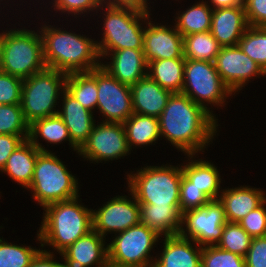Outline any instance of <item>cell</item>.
<instances>
[{
  "mask_svg": "<svg viewBox=\"0 0 266 267\" xmlns=\"http://www.w3.org/2000/svg\"><path fill=\"white\" fill-rule=\"evenodd\" d=\"M0 134L29 135L21 104L0 105Z\"/></svg>",
  "mask_w": 266,
  "mask_h": 267,
  "instance_id": "obj_35",
  "label": "cell"
},
{
  "mask_svg": "<svg viewBox=\"0 0 266 267\" xmlns=\"http://www.w3.org/2000/svg\"><path fill=\"white\" fill-rule=\"evenodd\" d=\"M46 68L41 35L25 29L0 33V70L22 80Z\"/></svg>",
  "mask_w": 266,
  "mask_h": 267,
  "instance_id": "obj_4",
  "label": "cell"
},
{
  "mask_svg": "<svg viewBox=\"0 0 266 267\" xmlns=\"http://www.w3.org/2000/svg\"><path fill=\"white\" fill-rule=\"evenodd\" d=\"M104 237L91 230L69 245L60 254L65 260L66 267H101L108 260V249Z\"/></svg>",
  "mask_w": 266,
  "mask_h": 267,
  "instance_id": "obj_17",
  "label": "cell"
},
{
  "mask_svg": "<svg viewBox=\"0 0 266 267\" xmlns=\"http://www.w3.org/2000/svg\"><path fill=\"white\" fill-rule=\"evenodd\" d=\"M191 242L195 243L179 234L166 236L163 252L158 259L153 258L151 267H201L202 246Z\"/></svg>",
  "mask_w": 266,
  "mask_h": 267,
  "instance_id": "obj_19",
  "label": "cell"
},
{
  "mask_svg": "<svg viewBox=\"0 0 266 267\" xmlns=\"http://www.w3.org/2000/svg\"><path fill=\"white\" fill-rule=\"evenodd\" d=\"M214 65L221 80L234 94L241 90L240 88L244 87L250 78L266 75L260 66L249 58L238 45L221 47Z\"/></svg>",
  "mask_w": 266,
  "mask_h": 267,
  "instance_id": "obj_15",
  "label": "cell"
},
{
  "mask_svg": "<svg viewBox=\"0 0 266 267\" xmlns=\"http://www.w3.org/2000/svg\"><path fill=\"white\" fill-rule=\"evenodd\" d=\"M77 179L69 173L63 162L49 151H40L33 179L27 189L44 208L47 205L79 197Z\"/></svg>",
  "mask_w": 266,
  "mask_h": 267,
  "instance_id": "obj_6",
  "label": "cell"
},
{
  "mask_svg": "<svg viewBox=\"0 0 266 267\" xmlns=\"http://www.w3.org/2000/svg\"><path fill=\"white\" fill-rule=\"evenodd\" d=\"M158 119L161 137L190 159L198 151H203L217 133L215 116L183 93L171 94Z\"/></svg>",
  "mask_w": 266,
  "mask_h": 267,
  "instance_id": "obj_1",
  "label": "cell"
},
{
  "mask_svg": "<svg viewBox=\"0 0 266 267\" xmlns=\"http://www.w3.org/2000/svg\"><path fill=\"white\" fill-rule=\"evenodd\" d=\"M23 80L0 70V105L21 104Z\"/></svg>",
  "mask_w": 266,
  "mask_h": 267,
  "instance_id": "obj_39",
  "label": "cell"
},
{
  "mask_svg": "<svg viewBox=\"0 0 266 267\" xmlns=\"http://www.w3.org/2000/svg\"><path fill=\"white\" fill-rule=\"evenodd\" d=\"M133 200L116 196L97 211L92 209L93 230L105 237L107 232L119 233L140 223V205Z\"/></svg>",
  "mask_w": 266,
  "mask_h": 267,
  "instance_id": "obj_14",
  "label": "cell"
},
{
  "mask_svg": "<svg viewBox=\"0 0 266 267\" xmlns=\"http://www.w3.org/2000/svg\"><path fill=\"white\" fill-rule=\"evenodd\" d=\"M246 267H266V236L252 238L245 256Z\"/></svg>",
  "mask_w": 266,
  "mask_h": 267,
  "instance_id": "obj_42",
  "label": "cell"
},
{
  "mask_svg": "<svg viewBox=\"0 0 266 267\" xmlns=\"http://www.w3.org/2000/svg\"><path fill=\"white\" fill-rule=\"evenodd\" d=\"M183 46L185 59L212 63L221 49L210 31L183 36Z\"/></svg>",
  "mask_w": 266,
  "mask_h": 267,
  "instance_id": "obj_31",
  "label": "cell"
},
{
  "mask_svg": "<svg viewBox=\"0 0 266 267\" xmlns=\"http://www.w3.org/2000/svg\"><path fill=\"white\" fill-rule=\"evenodd\" d=\"M129 149L136 145H149L160 138L159 119L154 116L133 113L123 123Z\"/></svg>",
  "mask_w": 266,
  "mask_h": 267,
  "instance_id": "obj_29",
  "label": "cell"
},
{
  "mask_svg": "<svg viewBox=\"0 0 266 267\" xmlns=\"http://www.w3.org/2000/svg\"><path fill=\"white\" fill-rule=\"evenodd\" d=\"M97 89V109L106 118L103 122L124 123L134 113L130 86L122 84L102 66L97 67Z\"/></svg>",
  "mask_w": 266,
  "mask_h": 267,
  "instance_id": "obj_12",
  "label": "cell"
},
{
  "mask_svg": "<svg viewBox=\"0 0 266 267\" xmlns=\"http://www.w3.org/2000/svg\"><path fill=\"white\" fill-rule=\"evenodd\" d=\"M101 267H132V266L117 264L108 259Z\"/></svg>",
  "mask_w": 266,
  "mask_h": 267,
  "instance_id": "obj_48",
  "label": "cell"
},
{
  "mask_svg": "<svg viewBox=\"0 0 266 267\" xmlns=\"http://www.w3.org/2000/svg\"><path fill=\"white\" fill-rule=\"evenodd\" d=\"M266 200L249 212L238 224L252 237L266 236Z\"/></svg>",
  "mask_w": 266,
  "mask_h": 267,
  "instance_id": "obj_40",
  "label": "cell"
},
{
  "mask_svg": "<svg viewBox=\"0 0 266 267\" xmlns=\"http://www.w3.org/2000/svg\"><path fill=\"white\" fill-rule=\"evenodd\" d=\"M213 9L206 2L193 4L182 14H178L176 25L177 31L182 36L193 33L208 32L211 28V18ZM180 15V16H179Z\"/></svg>",
  "mask_w": 266,
  "mask_h": 267,
  "instance_id": "obj_32",
  "label": "cell"
},
{
  "mask_svg": "<svg viewBox=\"0 0 266 267\" xmlns=\"http://www.w3.org/2000/svg\"><path fill=\"white\" fill-rule=\"evenodd\" d=\"M201 267H246L245 257L207 245L202 247Z\"/></svg>",
  "mask_w": 266,
  "mask_h": 267,
  "instance_id": "obj_37",
  "label": "cell"
},
{
  "mask_svg": "<svg viewBox=\"0 0 266 267\" xmlns=\"http://www.w3.org/2000/svg\"><path fill=\"white\" fill-rule=\"evenodd\" d=\"M220 193L218 200L224 207L227 222L232 223H238L266 200L262 190L248 186L223 189Z\"/></svg>",
  "mask_w": 266,
  "mask_h": 267,
  "instance_id": "obj_23",
  "label": "cell"
},
{
  "mask_svg": "<svg viewBox=\"0 0 266 267\" xmlns=\"http://www.w3.org/2000/svg\"><path fill=\"white\" fill-rule=\"evenodd\" d=\"M159 237L154 230L140 222L119 232L118 236L107 245L108 259L121 265L151 267L153 257H149L151 256L149 253Z\"/></svg>",
  "mask_w": 266,
  "mask_h": 267,
  "instance_id": "obj_10",
  "label": "cell"
},
{
  "mask_svg": "<svg viewBox=\"0 0 266 267\" xmlns=\"http://www.w3.org/2000/svg\"><path fill=\"white\" fill-rule=\"evenodd\" d=\"M85 109L92 112L97 107V68L88 72L70 73L66 79V89Z\"/></svg>",
  "mask_w": 266,
  "mask_h": 267,
  "instance_id": "obj_30",
  "label": "cell"
},
{
  "mask_svg": "<svg viewBox=\"0 0 266 267\" xmlns=\"http://www.w3.org/2000/svg\"><path fill=\"white\" fill-rule=\"evenodd\" d=\"M182 174V168L178 166H147L135 174H128L127 184L139 205H180Z\"/></svg>",
  "mask_w": 266,
  "mask_h": 267,
  "instance_id": "obj_5",
  "label": "cell"
},
{
  "mask_svg": "<svg viewBox=\"0 0 266 267\" xmlns=\"http://www.w3.org/2000/svg\"><path fill=\"white\" fill-rule=\"evenodd\" d=\"M28 137L29 135L0 134V171L12 152Z\"/></svg>",
  "mask_w": 266,
  "mask_h": 267,
  "instance_id": "obj_44",
  "label": "cell"
},
{
  "mask_svg": "<svg viewBox=\"0 0 266 267\" xmlns=\"http://www.w3.org/2000/svg\"><path fill=\"white\" fill-rule=\"evenodd\" d=\"M67 76L66 73L46 67L23 80L21 107L29 125L38 119L58 114V110H53L60 93L66 89Z\"/></svg>",
  "mask_w": 266,
  "mask_h": 267,
  "instance_id": "obj_8",
  "label": "cell"
},
{
  "mask_svg": "<svg viewBox=\"0 0 266 267\" xmlns=\"http://www.w3.org/2000/svg\"><path fill=\"white\" fill-rule=\"evenodd\" d=\"M95 125L87 141L79 149V155L90 161L101 162L119 159L129 154L123 123L101 122Z\"/></svg>",
  "mask_w": 266,
  "mask_h": 267,
  "instance_id": "obj_13",
  "label": "cell"
},
{
  "mask_svg": "<svg viewBox=\"0 0 266 267\" xmlns=\"http://www.w3.org/2000/svg\"><path fill=\"white\" fill-rule=\"evenodd\" d=\"M40 150L29 139L24 140L9 156L2 172L23 187L28 188L33 179L34 168Z\"/></svg>",
  "mask_w": 266,
  "mask_h": 267,
  "instance_id": "obj_25",
  "label": "cell"
},
{
  "mask_svg": "<svg viewBox=\"0 0 266 267\" xmlns=\"http://www.w3.org/2000/svg\"><path fill=\"white\" fill-rule=\"evenodd\" d=\"M105 6L103 39L97 43L100 57L121 49L143 50L144 29L140 21L150 20V12L132 7Z\"/></svg>",
  "mask_w": 266,
  "mask_h": 267,
  "instance_id": "obj_7",
  "label": "cell"
},
{
  "mask_svg": "<svg viewBox=\"0 0 266 267\" xmlns=\"http://www.w3.org/2000/svg\"><path fill=\"white\" fill-rule=\"evenodd\" d=\"M180 205L155 207V205H140V222L154 230L159 236L179 234L181 226Z\"/></svg>",
  "mask_w": 266,
  "mask_h": 267,
  "instance_id": "obj_24",
  "label": "cell"
},
{
  "mask_svg": "<svg viewBox=\"0 0 266 267\" xmlns=\"http://www.w3.org/2000/svg\"><path fill=\"white\" fill-rule=\"evenodd\" d=\"M248 27L244 6L219 8L212 12L210 32L221 47L238 45Z\"/></svg>",
  "mask_w": 266,
  "mask_h": 267,
  "instance_id": "obj_18",
  "label": "cell"
},
{
  "mask_svg": "<svg viewBox=\"0 0 266 267\" xmlns=\"http://www.w3.org/2000/svg\"><path fill=\"white\" fill-rule=\"evenodd\" d=\"M62 112L58 115L68 128L71 142L80 149L87 141L94 126L93 112L84 108L66 90L63 91Z\"/></svg>",
  "mask_w": 266,
  "mask_h": 267,
  "instance_id": "obj_22",
  "label": "cell"
},
{
  "mask_svg": "<svg viewBox=\"0 0 266 267\" xmlns=\"http://www.w3.org/2000/svg\"><path fill=\"white\" fill-rule=\"evenodd\" d=\"M213 3L212 9L219 8H231L236 6H244L243 0H211V4Z\"/></svg>",
  "mask_w": 266,
  "mask_h": 267,
  "instance_id": "obj_47",
  "label": "cell"
},
{
  "mask_svg": "<svg viewBox=\"0 0 266 267\" xmlns=\"http://www.w3.org/2000/svg\"><path fill=\"white\" fill-rule=\"evenodd\" d=\"M40 35L46 67L66 74L88 72L102 65L98 41L44 25Z\"/></svg>",
  "mask_w": 266,
  "mask_h": 267,
  "instance_id": "obj_2",
  "label": "cell"
},
{
  "mask_svg": "<svg viewBox=\"0 0 266 267\" xmlns=\"http://www.w3.org/2000/svg\"><path fill=\"white\" fill-rule=\"evenodd\" d=\"M151 22H146L149 26L144 28L143 52L146 62L184 58L183 36L176 27L170 29Z\"/></svg>",
  "mask_w": 266,
  "mask_h": 267,
  "instance_id": "obj_16",
  "label": "cell"
},
{
  "mask_svg": "<svg viewBox=\"0 0 266 267\" xmlns=\"http://www.w3.org/2000/svg\"><path fill=\"white\" fill-rule=\"evenodd\" d=\"M183 76L184 83L181 93L202 106L212 116V112L205 104L212 103L222 106L227 95L232 94V91L221 80L212 62L185 59Z\"/></svg>",
  "mask_w": 266,
  "mask_h": 267,
  "instance_id": "obj_9",
  "label": "cell"
},
{
  "mask_svg": "<svg viewBox=\"0 0 266 267\" xmlns=\"http://www.w3.org/2000/svg\"><path fill=\"white\" fill-rule=\"evenodd\" d=\"M41 138L53 144L69 141L71 147L77 152L79 149L71 142V137L62 118L58 115L48 116L38 119L29 125V141L34 144L40 151H48L41 144L38 143L37 138Z\"/></svg>",
  "mask_w": 266,
  "mask_h": 267,
  "instance_id": "obj_28",
  "label": "cell"
},
{
  "mask_svg": "<svg viewBox=\"0 0 266 267\" xmlns=\"http://www.w3.org/2000/svg\"><path fill=\"white\" fill-rule=\"evenodd\" d=\"M54 256L46 250H40L28 267H66L65 263L54 261Z\"/></svg>",
  "mask_w": 266,
  "mask_h": 267,
  "instance_id": "obj_45",
  "label": "cell"
},
{
  "mask_svg": "<svg viewBox=\"0 0 266 267\" xmlns=\"http://www.w3.org/2000/svg\"><path fill=\"white\" fill-rule=\"evenodd\" d=\"M249 26L266 27V0H243Z\"/></svg>",
  "mask_w": 266,
  "mask_h": 267,
  "instance_id": "obj_43",
  "label": "cell"
},
{
  "mask_svg": "<svg viewBox=\"0 0 266 267\" xmlns=\"http://www.w3.org/2000/svg\"><path fill=\"white\" fill-rule=\"evenodd\" d=\"M226 222L222 203L218 199L210 200L199 208L182 213L181 226L185 225L186 229L181 227L179 235L190 238L200 246L216 245Z\"/></svg>",
  "mask_w": 266,
  "mask_h": 267,
  "instance_id": "obj_11",
  "label": "cell"
},
{
  "mask_svg": "<svg viewBox=\"0 0 266 267\" xmlns=\"http://www.w3.org/2000/svg\"><path fill=\"white\" fill-rule=\"evenodd\" d=\"M135 114L159 117L172 92L162 88L148 75L130 86Z\"/></svg>",
  "mask_w": 266,
  "mask_h": 267,
  "instance_id": "obj_20",
  "label": "cell"
},
{
  "mask_svg": "<svg viewBox=\"0 0 266 267\" xmlns=\"http://www.w3.org/2000/svg\"><path fill=\"white\" fill-rule=\"evenodd\" d=\"M210 199L183 174L180 182V212L196 209L207 204Z\"/></svg>",
  "mask_w": 266,
  "mask_h": 267,
  "instance_id": "obj_38",
  "label": "cell"
},
{
  "mask_svg": "<svg viewBox=\"0 0 266 267\" xmlns=\"http://www.w3.org/2000/svg\"><path fill=\"white\" fill-rule=\"evenodd\" d=\"M238 46L266 73V27L249 26Z\"/></svg>",
  "mask_w": 266,
  "mask_h": 267,
  "instance_id": "obj_33",
  "label": "cell"
},
{
  "mask_svg": "<svg viewBox=\"0 0 266 267\" xmlns=\"http://www.w3.org/2000/svg\"><path fill=\"white\" fill-rule=\"evenodd\" d=\"M109 1V2H108ZM107 6L132 7L141 11H148L147 0H101Z\"/></svg>",
  "mask_w": 266,
  "mask_h": 267,
  "instance_id": "obj_46",
  "label": "cell"
},
{
  "mask_svg": "<svg viewBox=\"0 0 266 267\" xmlns=\"http://www.w3.org/2000/svg\"><path fill=\"white\" fill-rule=\"evenodd\" d=\"M110 52L113 54H105V56L111 55L112 61L101 66L122 84L131 86L147 76L148 64L143 50L121 49Z\"/></svg>",
  "mask_w": 266,
  "mask_h": 267,
  "instance_id": "obj_21",
  "label": "cell"
},
{
  "mask_svg": "<svg viewBox=\"0 0 266 267\" xmlns=\"http://www.w3.org/2000/svg\"><path fill=\"white\" fill-rule=\"evenodd\" d=\"M0 239V267H28L40 249L24 247Z\"/></svg>",
  "mask_w": 266,
  "mask_h": 267,
  "instance_id": "obj_36",
  "label": "cell"
},
{
  "mask_svg": "<svg viewBox=\"0 0 266 267\" xmlns=\"http://www.w3.org/2000/svg\"><path fill=\"white\" fill-rule=\"evenodd\" d=\"M251 241L252 237L238 223L226 222L216 246L245 257Z\"/></svg>",
  "mask_w": 266,
  "mask_h": 267,
  "instance_id": "obj_34",
  "label": "cell"
},
{
  "mask_svg": "<svg viewBox=\"0 0 266 267\" xmlns=\"http://www.w3.org/2000/svg\"><path fill=\"white\" fill-rule=\"evenodd\" d=\"M44 210L46 213L37 234L42 247L52 245L61 253L93 230L92 210L78 204V197L47 205Z\"/></svg>",
  "mask_w": 266,
  "mask_h": 267,
  "instance_id": "obj_3",
  "label": "cell"
},
{
  "mask_svg": "<svg viewBox=\"0 0 266 267\" xmlns=\"http://www.w3.org/2000/svg\"><path fill=\"white\" fill-rule=\"evenodd\" d=\"M55 3H53L54 9L57 11L67 12L69 14L76 15L83 14V12L87 13L89 11H93L97 9L99 6L102 8L104 7L102 5L101 0H55ZM55 4V5H54Z\"/></svg>",
  "mask_w": 266,
  "mask_h": 267,
  "instance_id": "obj_41",
  "label": "cell"
},
{
  "mask_svg": "<svg viewBox=\"0 0 266 267\" xmlns=\"http://www.w3.org/2000/svg\"><path fill=\"white\" fill-rule=\"evenodd\" d=\"M147 64V75L152 80L172 93L182 92L185 58L155 60Z\"/></svg>",
  "mask_w": 266,
  "mask_h": 267,
  "instance_id": "obj_27",
  "label": "cell"
},
{
  "mask_svg": "<svg viewBox=\"0 0 266 267\" xmlns=\"http://www.w3.org/2000/svg\"><path fill=\"white\" fill-rule=\"evenodd\" d=\"M182 165L183 175L200 189L210 200H217L219 196L221 178L217 167L205 160H190Z\"/></svg>",
  "mask_w": 266,
  "mask_h": 267,
  "instance_id": "obj_26",
  "label": "cell"
}]
</instances>
